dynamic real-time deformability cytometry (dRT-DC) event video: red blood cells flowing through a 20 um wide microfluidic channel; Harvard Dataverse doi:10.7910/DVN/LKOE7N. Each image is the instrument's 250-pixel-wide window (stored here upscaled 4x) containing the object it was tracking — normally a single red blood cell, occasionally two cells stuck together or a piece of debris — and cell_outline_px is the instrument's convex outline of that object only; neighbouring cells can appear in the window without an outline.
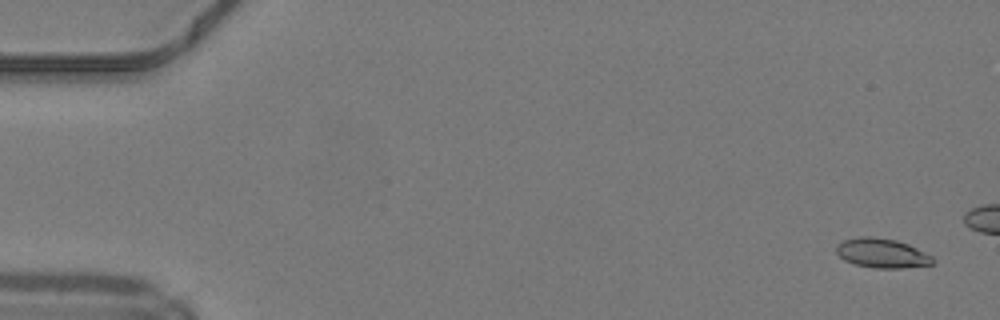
{"species": "common noctule bat (a hibernating species)", "species_latin": "Nyctalus noctula", "temperature_condition": "warm", "stored_images_in_passage": 16, "camera_frame_rate_fps": 3000, "um_per_image_px": 0.085, "animal": {"sex": "male", "body_mass_g": 19.2, "forearm_length_mm": 51.8}, "frame": {"image": 1, "passage_image": 3, "time_ms": 0.667, "image_size_px": [1000, 320], "cell_outline_px": [[936, 260], [932, 264], [900, 268], [876, 268], [856, 264], [844, 260], [836, 252], [836, 244], [844, 240], [860, 236], [872, 236], [896, 240], [908, 244], [932, 256]], "centroid_in_image_um": [74.96, 21.51], "position_along_channel_um": 10.0, "area_um2": 16.47}}